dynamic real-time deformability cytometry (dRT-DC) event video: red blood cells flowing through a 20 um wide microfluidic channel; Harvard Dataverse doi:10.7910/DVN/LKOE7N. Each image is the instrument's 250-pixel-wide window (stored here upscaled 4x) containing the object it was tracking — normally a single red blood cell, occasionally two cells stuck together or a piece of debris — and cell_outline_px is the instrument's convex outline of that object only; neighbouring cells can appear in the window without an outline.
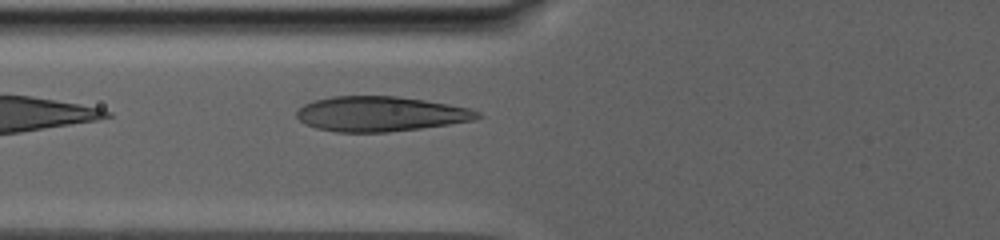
{"species": "human", "species_latin": "Homo sapiens", "temperature_condition": "warm", "stored_images_in_passage": 27, "camera_frame_rate_fps": 3000, "um_per_image_px": 0.085, "donor": {"sex": "male"}, "frame": {"image": 1, "passage_image": 4, "time_ms": 1.0, "image_size_px": [1000, 240], "cell_outline_px": [[484, 116], [476, 120], [420, 128], [388, 132], [336, 132], [316, 128], [304, 124], [296, 116], [296, 112], [304, 104], [312, 100], [332, 96], [396, 96], [424, 100], [448, 104], [468, 108], [480, 112]], "centroid_in_image_um": [32.33, 9.68], "position_along_channel_um": 93.5, "area_um2": 36.93}}
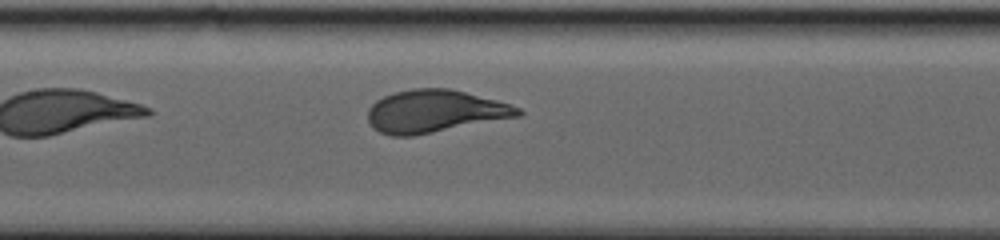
{"frame": {"image": 2, "passage_image": 15, "time_ms": 4.333, "image_size_px": [1000, 240], "cell_outline_px": [[524, 112], [520, 116], [412, 136], [392, 136], [380, 132], [372, 128], [368, 120], [368, 108], [376, 100], [384, 96], [396, 92], [412, 88], [448, 88], [496, 100], [520, 108]], "centroid_in_image_um": [36.92, 9.46], "position_along_channel_um": 170.5, "area_um2": 37.05}}
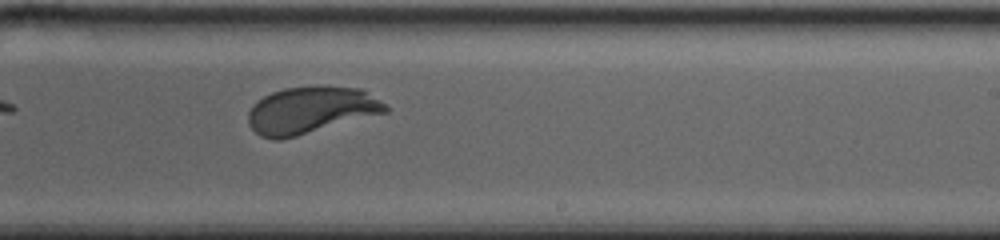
{"frame": {"image": 3, "passage_image": 24, "time_ms": 8.333, "image_size_px": [1000, 240], "cell_outline_px": [[388, 112], [296, 136], [280, 140], [276, 140], [260, 136], [248, 124], [248, 112], [252, 104], [264, 96], [272, 92], [284, 88], [320, 84], [360, 88], [388, 104]], "centroid_in_image_um": [26.43, 9.33], "position_along_channel_um": 262.6, "area_um2": 37.97}}